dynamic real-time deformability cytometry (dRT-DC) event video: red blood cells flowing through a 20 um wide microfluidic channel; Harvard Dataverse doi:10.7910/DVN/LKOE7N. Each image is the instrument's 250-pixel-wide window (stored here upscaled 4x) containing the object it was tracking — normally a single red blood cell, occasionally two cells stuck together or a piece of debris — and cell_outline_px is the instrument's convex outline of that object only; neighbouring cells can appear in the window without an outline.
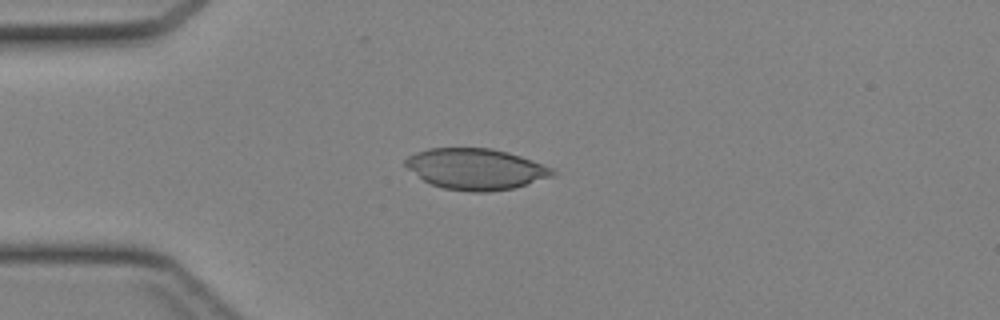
{"species": "Egyptian fruit bat (a non-hibernating species)", "species_latin": "Rousettus aegyptiacus", "temperature_condition": "cold", "stored_images_in_passage": 26, "camera_frame_rate_fps": 3000, "um_per_image_px": 0.085, "animal": {"sex": "female"}, "frame": {"image": 1, "passage_image": 1, "time_ms": 0.0, "image_size_px": [1000, 320], "cell_outline_px": [[556, 176], [516, 188], [488, 192], [472, 192], [444, 188], [432, 184], [424, 180], [408, 168], [404, 164], [404, 160], [408, 156], [416, 152], [428, 148], [492, 148], [508, 152], [520, 156], [552, 168], [556, 172]], "centroid_in_image_um": [40.48, 14.37], "position_along_channel_um": 44.5, "area_um2": 35.26}}
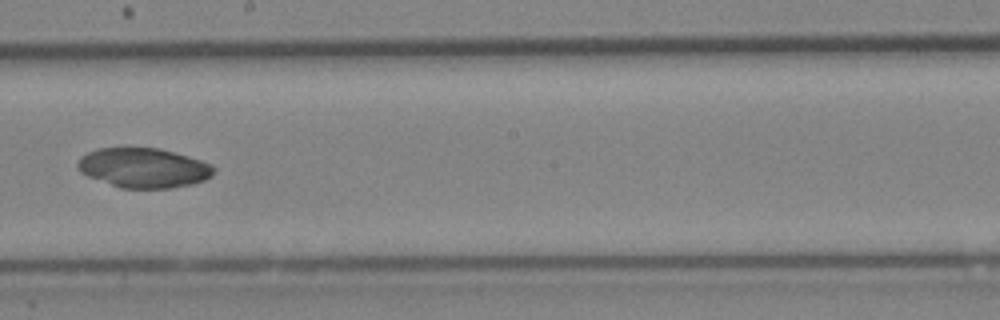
{"frame": {"image": 2, "passage_image": 15, "time_ms": 4.667, "image_size_px": [1000, 320], "cell_outline_px": [[216, 168], [212, 176], [204, 180], [192, 184], [172, 188], [120, 188], [88, 176], [80, 172], [76, 164], [80, 156], [88, 152], [100, 148], [160, 148], [188, 156], [212, 164]], "centroid_in_image_um": [12.21, 14.27], "position_along_channel_um": 236.0, "area_um2": 31.56}}
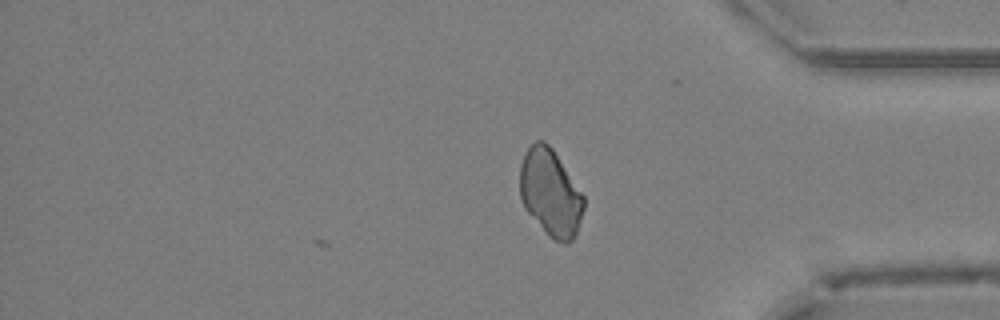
{"frame": {"image": 3, "passage_image": 26, "time_ms": 8.333, "image_size_px": [1000, 320], "cell_outline_px": [[584, 208], [576, 232], [572, 240], [568, 244], [564, 244], [548, 236], [524, 208], [520, 196], [520, 164], [524, 152], [536, 140], [544, 140], [552, 148], [584, 196]], "centroid_in_image_um": [46.77, 16.38], "position_along_channel_um": 388.4, "area_um2": 32.25}}